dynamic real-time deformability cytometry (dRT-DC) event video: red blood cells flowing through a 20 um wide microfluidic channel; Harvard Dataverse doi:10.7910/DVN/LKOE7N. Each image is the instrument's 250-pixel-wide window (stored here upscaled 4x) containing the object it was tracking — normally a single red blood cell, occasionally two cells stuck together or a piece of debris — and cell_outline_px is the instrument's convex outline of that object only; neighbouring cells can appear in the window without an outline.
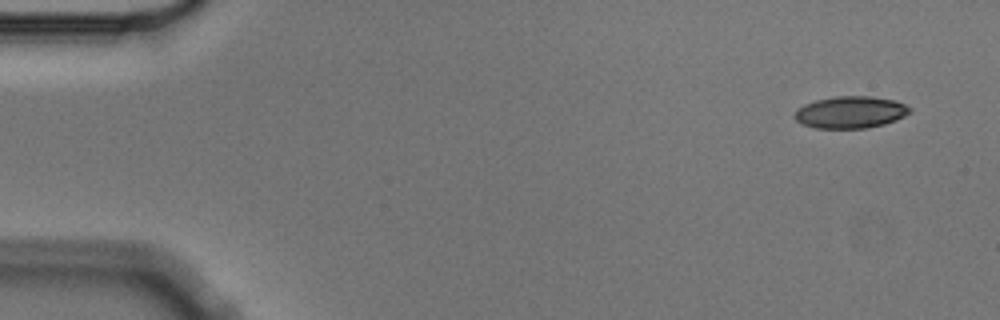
{"species": "Egyptian fruit bat (a non-hibernating species)", "species_latin": "Rousettus aegyptiacus", "temperature_condition": "cold", "stored_images_in_passage": 8, "camera_frame_rate_fps": 3000, "um_per_image_px": 0.085, "animal": {"sex": "male"}, "frame": {"image": 1, "passage_image": 1, "time_ms": 0.0, "image_size_px": [1000, 320], "cell_outline_px": [[912, 112], [896, 120], [884, 124], [864, 128], [816, 128], [800, 124], [792, 116], [796, 108], [804, 104], [816, 100], [836, 96], [872, 96], [896, 100], [912, 108]], "centroid_in_image_um": [72.27, 9.53], "position_along_channel_um": 12.7, "area_um2": 21.73}}
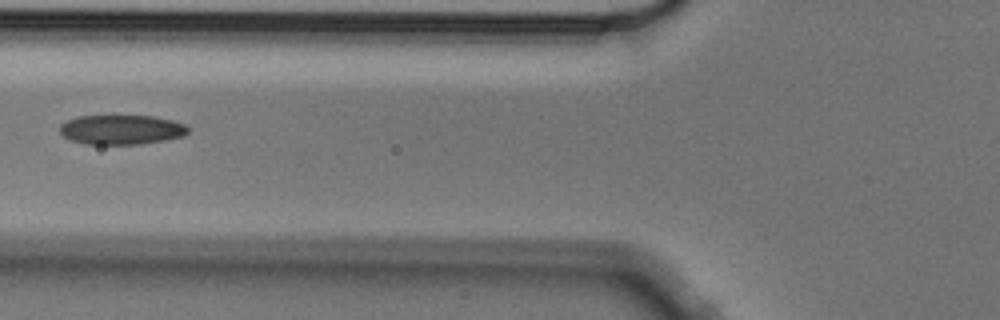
{"frame": {"image": 2, "passage_image": 5, "time_ms": 1.333, "image_size_px": [1000, 320], "cell_outline_px": [[188, 132], [184, 136], [164, 140], [140, 144], [84, 144], [72, 140], [64, 136], [60, 132], [60, 124], [76, 116], [152, 116], [172, 120], [184, 124], [188, 128]], "centroid_in_image_um": [10.31, 11.02], "position_along_channel_um": 115.5, "area_um2": 22.02}}
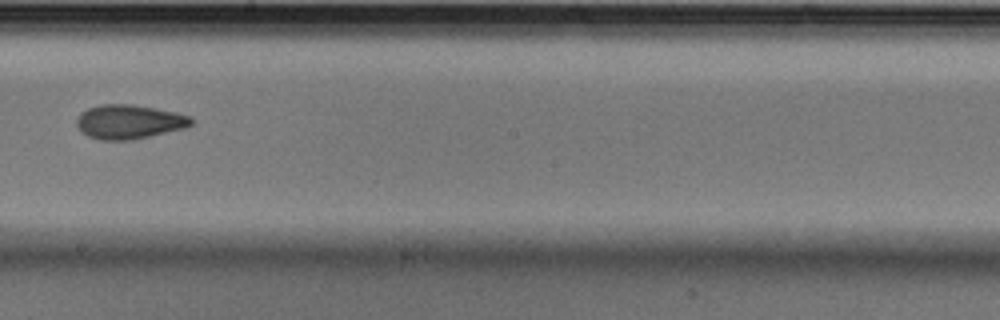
{"frame": {"image": 3, "passage_image": 8, "time_ms": 2.333, "image_size_px": [1000, 320], "cell_outline_px": [[192, 124], [188, 128], [132, 140], [100, 140], [88, 136], [80, 132], [76, 124], [76, 116], [80, 112], [88, 108], [100, 104], [132, 104], [156, 108], [176, 112], [192, 116]], "centroid_in_image_um": [10.97, 10.35], "position_along_channel_um": 237.2, "area_um2": 23.29}}